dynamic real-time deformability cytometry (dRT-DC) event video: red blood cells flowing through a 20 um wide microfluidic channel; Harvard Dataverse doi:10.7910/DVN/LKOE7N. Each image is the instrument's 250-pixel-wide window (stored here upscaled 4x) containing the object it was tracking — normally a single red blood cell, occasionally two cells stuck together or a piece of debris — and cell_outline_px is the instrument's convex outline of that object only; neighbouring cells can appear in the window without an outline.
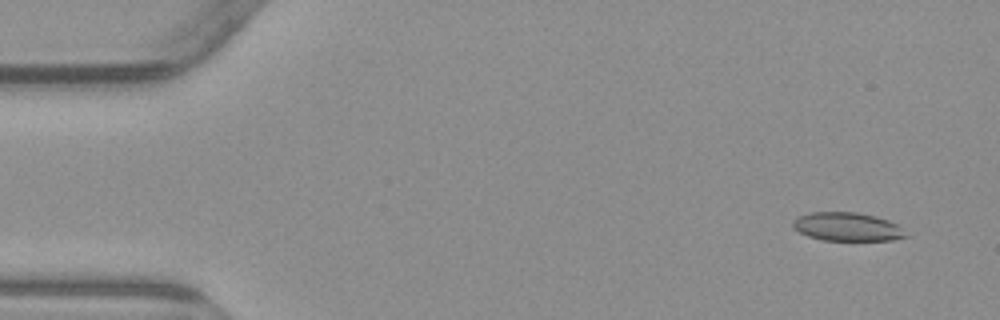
{"species": "common noctule bat (a hibernating species)", "species_latin": "Nyctalus noctula", "temperature_condition": "warm", "stored_images_in_passage": 5, "camera_frame_rate_fps": 3000, "um_per_image_px": 0.085, "animal": {"sex": "male", "body_mass_g": 23.1, "forearm_length_mm": 52.7}, "frame": {"image": 1, "passage_image": 2, "time_ms": 1.0, "image_size_px": [1000, 320], "cell_outline_px": [[908, 236], [892, 240], [824, 240], [808, 236], [792, 228], [792, 220], [796, 216], [808, 212], [856, 212], [876, 216], [888, 220], [896, 224]], "centroid_in_image_um": [71.95, 19.26], "position_along_channel_um": 13.1, "area_um2": 18.79}}
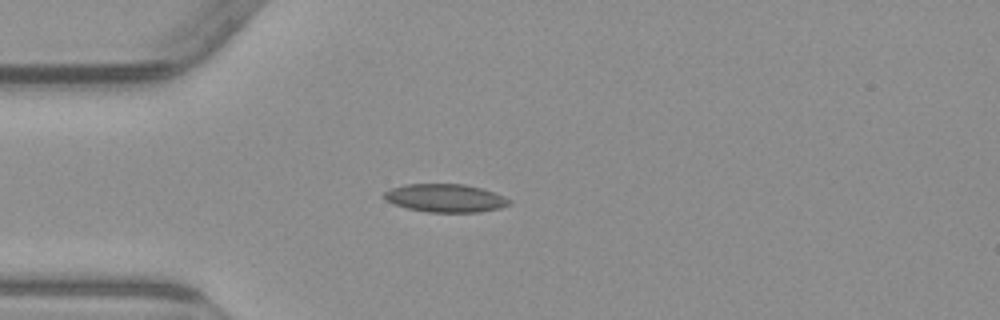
{"frame": {"image": 2, "passage_image": 5, "time_ms": 4.667, "image_size_px": [1000, 320], "cell_outline_px": [[512, 204], [500, 208], [480, 212], [428, 212], [408, 208], [384, 200], [380, 196], [384, 192], [392, 188], [404, 184], [464, 184], [480, 188], [504, 196], [512, 200]], "centroid_in_image_um": [37.85, 16.84], "position_along_channel_um": 47.1, "area_um2": 20.58}}